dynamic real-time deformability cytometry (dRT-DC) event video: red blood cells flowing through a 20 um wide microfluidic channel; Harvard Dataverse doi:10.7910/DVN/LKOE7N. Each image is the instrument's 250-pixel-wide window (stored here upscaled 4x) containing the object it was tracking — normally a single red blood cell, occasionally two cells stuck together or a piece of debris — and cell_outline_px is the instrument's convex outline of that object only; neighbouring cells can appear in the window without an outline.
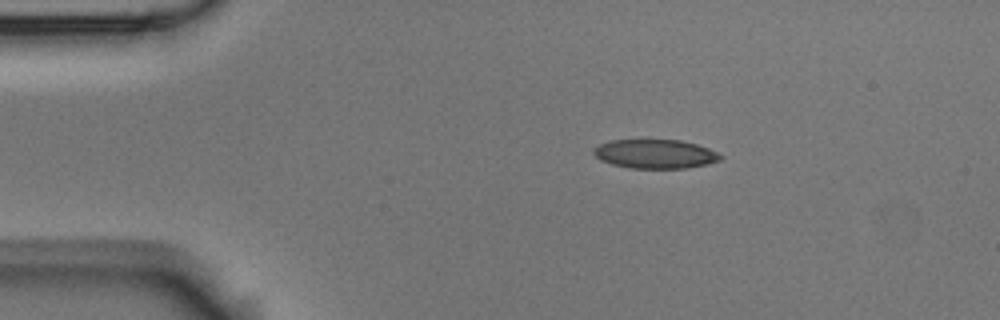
{"species": "Egyptian fruit bat (a non-hibernating species)", "species_latin": "Rousettus aegyptiacus", "temperature_condition": "room temperature", "stored_images_in_passage": 9, "camera_frame_rate_fps": 3000, "um_per_image_px": 0.085, "animal": {"sex": "male"}, "frame": {"image": 1, "passage_image": 1, "time_ms": 0.0, "image_size_px": [1000, 320], "cell_outline_px": [[724, 156], [720, 160], [708, 164], [688, 168], [632, 168], [612, 164], [600, 160], [592, 152], [592, 148], [600, 144], [612, 140], [680, 140], [696, 144], [708, 148]], "centroid_in_image_um": [55.69, 13.08], "position_along_channel_um": 29.3, "area_um2": 21.44}}
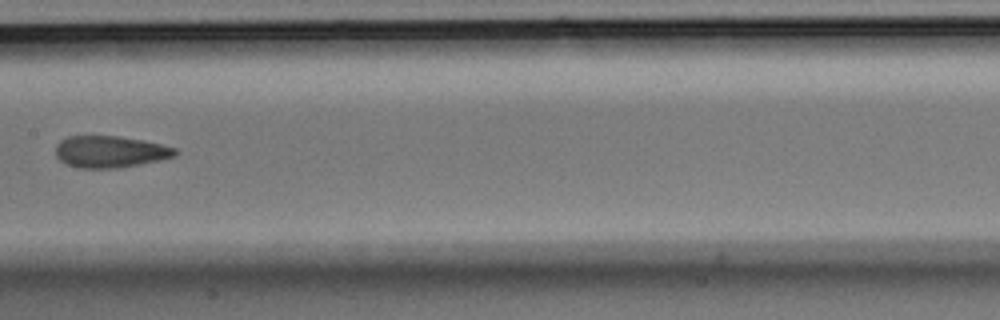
{"frame": {"image": 2, "passage_image": 6, "time_ms": 1.667, "image_size_px": [1000, 320], "cell_outline_px": [[180, 152], [176, 156], [160, 160], [116, 168], [80, 168], [68, 164], [60, 160], [56, 156], [56, 144], [60, 140], [68, 136], [116, 136], [144, 140], [176, 148]], "centroid_in_image_um": [9.38, 12.89], "position_along_channel_um": 198.0, "area_um2": 22.08}}
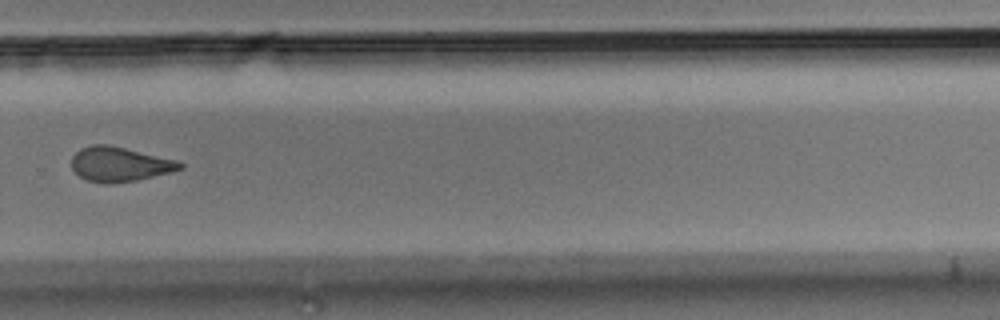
{"frame": {"image": 3, "passage_image": 9, "time_ms": 2.667, "image_size_px": [1000, 320], "cell_outline_px": [[184, 168], [136, 180], [112, 184], [104, 184], [88, 180], [80, 176], [72, 168], [72, 156], [80, 148], [92, 144], [108, 144], [176, 160], [184, 164]], "centroid_in_image_um": [10.14, 13.95], "position_along_channel_um": 319.7, "area_um2": 21.68}}